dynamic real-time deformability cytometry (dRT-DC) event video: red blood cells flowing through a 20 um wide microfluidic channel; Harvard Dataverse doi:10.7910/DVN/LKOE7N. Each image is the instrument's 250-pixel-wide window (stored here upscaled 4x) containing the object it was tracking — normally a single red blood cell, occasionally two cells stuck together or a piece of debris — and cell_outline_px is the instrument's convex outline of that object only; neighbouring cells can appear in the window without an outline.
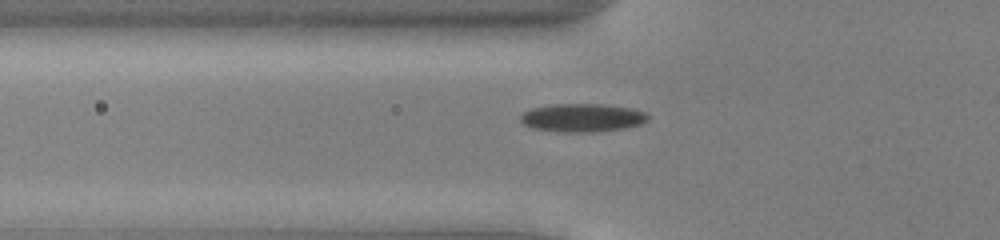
{"species": "common noctule bat (a hibernating species)", "species_latin": "Nyctalus noctula", "temperature_condition": "cold", "stored_images_in_passage": 44, "camera_frame_rate_fps": 3000, "um_per_image_px": 0.085, "animal": {"sex": "male", "body_mass_g": 13.0, "forearm_length_mm": 53.1}, "frame": {"image": 1, "passage_image": 10, "time_ms": 3.0, "image_size_px": [1000, 240], "cell_outline_px": [[648, 120], [640, 124], [624, 128], [592, 132], [560, 132], [532, 128], [524, 124], [520, 120], [520, 116], [524, 112], [532, 108], [556, 104], [600, 104], [632, 108], [648, 112]], "centroid_in_image_um": [49.51, 10.01], "position_along_channel_um": 76.3, "area_um2": 20.98}}
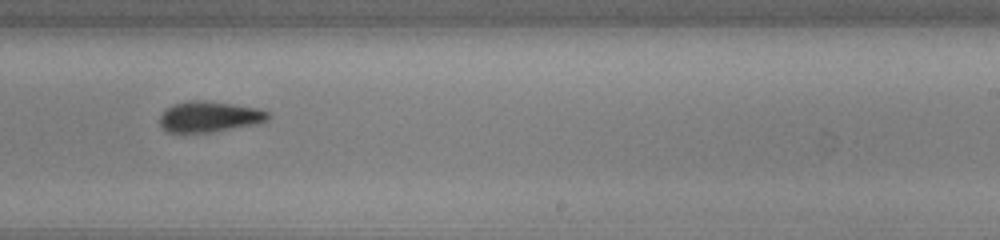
{"frame": {"image": 2, "passage_image": 25, "time_ms": 8.0, "image_size_px": [1000, 240], "cell_outline_px": [[272, 116], [268, 120], [256, 124], [204, 132], [168, 132], [160, 124], [160, 116], [164, 108], [172, 104], [188, 100], [204, 100], [260, 108], [268, 112]], "centroid_in_image_um": [17.79, 9.89], "position_along_channel_um": 271.2, "area_um2": 19.36}}
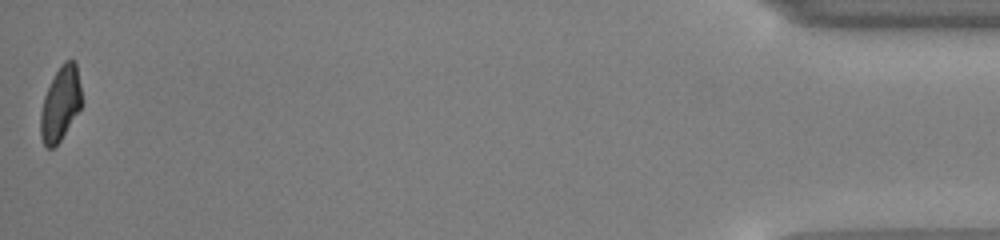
{"frame": {"image": 3, "passage_image": 44, "time_ms": 14.333, "image_size_px": [1000, 240], "cell_outline_px": [[84, 104], [60, 140], [52, 148], [48, 148], [44, 144], [40, 136], [40, 112], [44, 96], [56, 72], [64, 60], [76, 60]], "centroid_in_image_um": [5.17, 8.8], "position_along_channel_um": 430.0, "area_um2": 17.98}, "authors_computed_cell_mechanics": {"area_um2": 19.4208, "velocity_mm_per_s": 3.9118, "shape_relaxation_time_tau1_ms": 3.172, "shape_relaxation_time_tau2_ms": 5.7589, "deformation_change_tau1": 0.1219, "deformation_change_tau2": 0.1257}}